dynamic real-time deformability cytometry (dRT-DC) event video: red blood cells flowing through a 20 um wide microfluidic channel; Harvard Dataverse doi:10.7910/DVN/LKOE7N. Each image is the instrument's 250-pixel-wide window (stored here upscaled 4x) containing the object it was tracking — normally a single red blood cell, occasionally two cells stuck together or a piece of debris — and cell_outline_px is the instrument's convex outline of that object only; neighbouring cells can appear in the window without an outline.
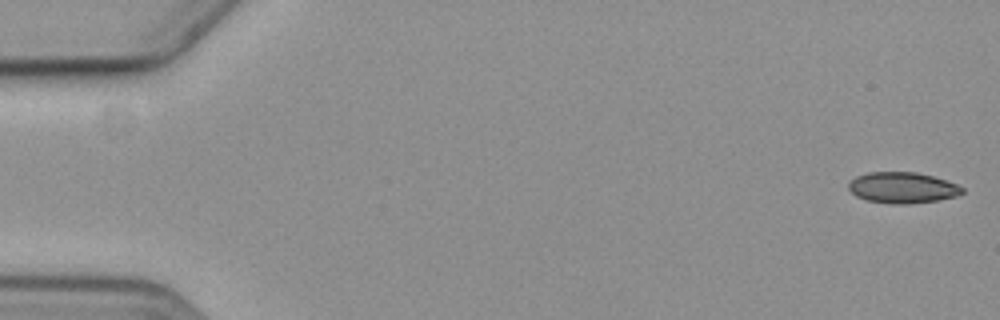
{"species": "common noctule bat (a hibernating species)", "species_latin": "Nyctalus noctula", "temperature_condition": "cold", "stored_images_in_passage": 8, "camera_frame_rate_fps": 3000, "um_per_image_px": 0.085, "animal": {"sex": "female", "body_mass_g": 19.3, "forearm_length_mm": 54.1}, "frame": {"image": 1, "passage_image": 1, "time_ms": 0.0, "image_size_px": [1000, 320], "cell_outline_px": [[964, 192], [956, 196], [936, 200], [908, 204], [896, 204], [868, 200], [856, 196], [848, 188], [848, 184], [856, 176], [868, 172], [916, 172], [932, 176], [956, 184], [964, 188]], "centroid_in_image_um": [76.7, 15.95], "position_along_channel_um": 8.3, "area_um2": 20.29}}
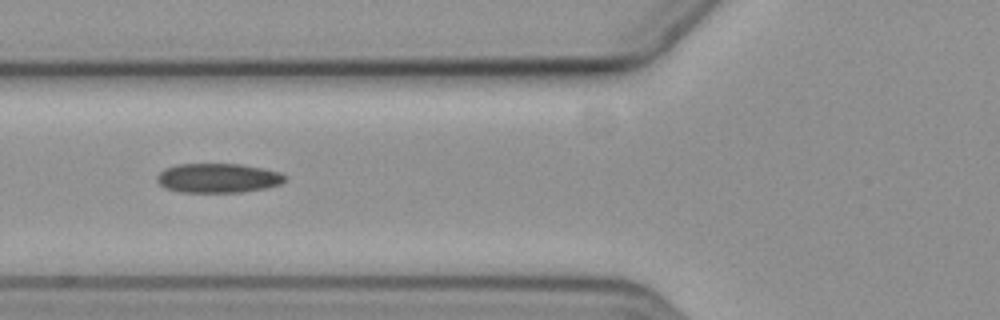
{"frame": {"image": 2, "passage_image": 7, "time_ms": 7.0, "image_size_px": [1000, 320], "cell_outline_px": [[288, 176], [280, 184], [264, 188], [244, 192], [180, 192], [164, 188], [156, 180], [156, 176], [164, 168], [176, 164], [240, 164], [264, 168], [280, 172]], "centroid_in_image_um": [18.51, 15.13], "position_along_channel_um": 107.3, "area_um2": 22.08}}